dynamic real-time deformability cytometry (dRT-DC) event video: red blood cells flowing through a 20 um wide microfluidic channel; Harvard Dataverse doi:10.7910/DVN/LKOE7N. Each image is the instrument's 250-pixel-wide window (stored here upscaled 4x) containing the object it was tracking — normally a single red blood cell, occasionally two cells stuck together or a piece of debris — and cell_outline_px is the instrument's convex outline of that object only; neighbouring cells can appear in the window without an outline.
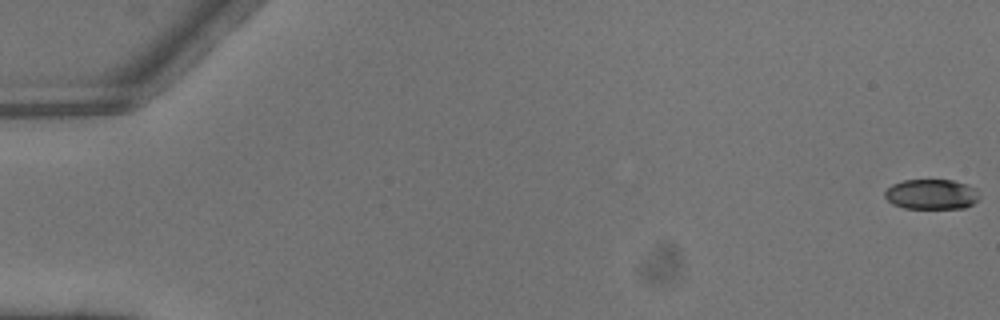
{"species": "common noctule bat (a hibernating species)", "species_latin": "Nyctalus noctula", "temperature_condition": "warm", "stored_images_in_passage": 5, "camera_frame_rate_fps": 3000, "um_per_image_px": 0.085, "animal": {"sex": "male", "body_mass_g": 13.3}, "frame": {"image": 1, "passage_image": 1, "time_ms": 0.0, "image_size_px": [1000, 320], "cell_outline_px": [[980, 196], [972, 204], [964, 208], [904, 208], [892, 204], [884, 196], [884, 192], [892, 184], [904, 180], [952, 180], [976, 188]], "centroid_in_image_um": [79.16, 16.51], "position_along_channel_um": 5.8, "area_um2": 16.53}}
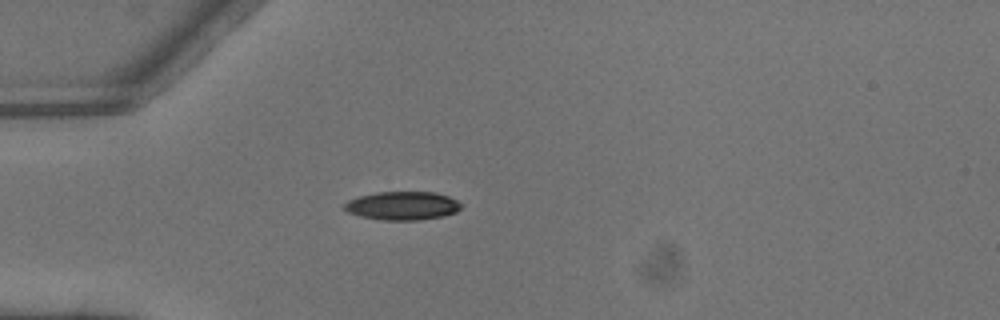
{"frame": {"image": 2, "passage_image": 5, "time_ms": 1.333, "image_size_px": [1000, 320], "cell_outline_px": [[464, 204], [456, 212], [444, 216], [416, 220], [380, 220], [360, 216], [348, 212], [344, 208], [344, 204], [348, 200], [360, 196], [376, 192], [436, 192], [448, 196]], "centroid_in_image_um": [34.23, 17.48], "position_along_channel_um": 50.8, "area_um2": 19.42}}